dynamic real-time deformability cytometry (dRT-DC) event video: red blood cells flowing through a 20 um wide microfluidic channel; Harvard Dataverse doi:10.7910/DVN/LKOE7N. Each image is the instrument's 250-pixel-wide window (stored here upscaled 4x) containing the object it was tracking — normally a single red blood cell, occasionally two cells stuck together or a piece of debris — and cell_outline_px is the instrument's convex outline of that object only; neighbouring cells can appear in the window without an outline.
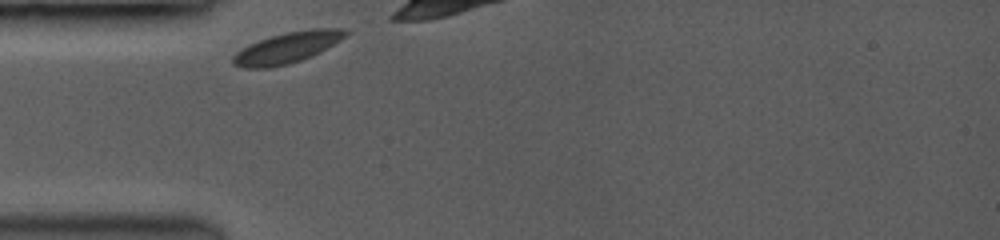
{"species": "common noctule bat (a hibernating species)", "species_latin": "Nyctalus noctula", "temperature_condition": "room temperature", "stored_images_in_passage": 10, "camera_frame_rate_fps": 3500, "um_per_image_px": 0.085, "animal": {"sex": "female", "body_mass_g": 19.0, "forearm_length_mm": 53.3}, "frame": {"image": 1, "passage_image": 1, "time_ms": 0.0, "image_size_px": [1000, 240], "cell_outline_px": [[348, 32], [340, 40], [320, 52], [312, 56], [288, 64], [268, 68], [244, 68], [232, 64], [232, 56], [236, 52], [248, 44], [272, 36], [288, 32], [312, 28], [348, 28]], "centroid_in_image_um": [24.4, 4.05], "position_along_channel_um": 60.6, "area_um2": 20.23}}